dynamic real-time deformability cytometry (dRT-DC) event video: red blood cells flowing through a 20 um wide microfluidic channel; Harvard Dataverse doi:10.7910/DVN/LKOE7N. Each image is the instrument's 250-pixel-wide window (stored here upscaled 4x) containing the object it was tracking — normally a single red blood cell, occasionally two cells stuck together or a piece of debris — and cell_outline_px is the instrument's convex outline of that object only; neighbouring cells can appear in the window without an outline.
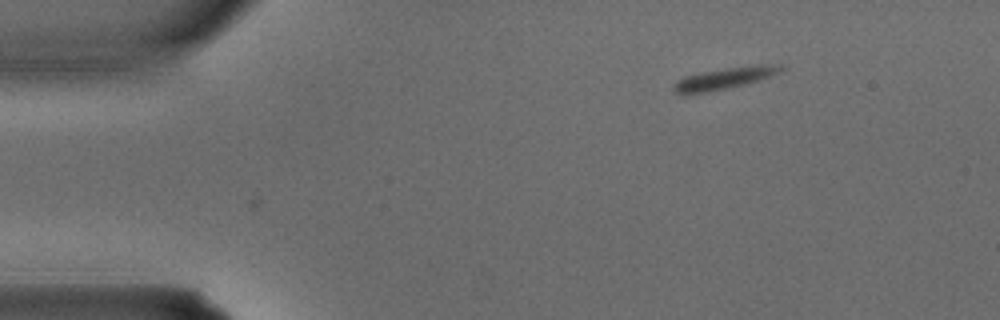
{"species": "common noctule bat (a hibernating species)", "species_latin": "Nyctalus noctula", "temperature_condition": "warm", "stored_images_in_passage": 2, "camera_frame_rate_fps": 3000, "um_per_image_px": 0.085, "animal": {"sex": "male", "body_mass_g": 15.6}, "frame": {"image": 1, "passage_image": 2, "time_ms": 0.333, "image_size_px": [1000, 320], "cell_outline_px": [[784, 68], [768, 76], [744, 84], [688, 96], [680, 96], [672, 88], [684, 76], [700, 72], [756, 64], [784, 64]], "centroid_in_image_um": [61.5, 6.67], "position_along_channel_um": 23.5, "area_um2": 13.35}}